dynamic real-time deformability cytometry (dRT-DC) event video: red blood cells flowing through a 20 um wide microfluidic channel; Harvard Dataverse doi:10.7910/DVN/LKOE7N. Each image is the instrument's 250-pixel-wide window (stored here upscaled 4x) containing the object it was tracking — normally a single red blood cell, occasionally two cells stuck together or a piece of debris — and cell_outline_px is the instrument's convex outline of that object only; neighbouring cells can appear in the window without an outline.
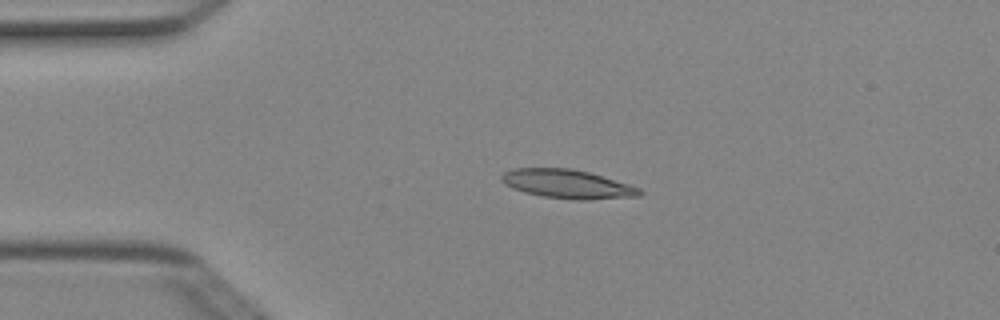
{"species": "Egyptian fruit bat (a non-hibernating species)", "species_latin": "Rousettus aegyptiacus", "temperature_condition": "cold", "stored_images_in_passage": 3, "camera_frame_rate_fps": 3000, "um_per_image_px": 0.085, "animal": {"sex": "female"}, "frame": {"image": 1, "passage_image": 2, "time_ms": 0.333, "image_size_px": [1000, 320], "cell_outline_px": [[644, 192], [640, 196], [588, 200], [576, 200], [544, 196], [524, 192], [512, 188], [504, 184], [500, 180], [500, 176], [504, 172], [512, 168], [572, 168], [588, 172], [628, 184], [640, 188]], "centroid_in_image_um": [48.21, 15.64], "position_along_channel_um": 36.8, "area_um2": 23.24}}